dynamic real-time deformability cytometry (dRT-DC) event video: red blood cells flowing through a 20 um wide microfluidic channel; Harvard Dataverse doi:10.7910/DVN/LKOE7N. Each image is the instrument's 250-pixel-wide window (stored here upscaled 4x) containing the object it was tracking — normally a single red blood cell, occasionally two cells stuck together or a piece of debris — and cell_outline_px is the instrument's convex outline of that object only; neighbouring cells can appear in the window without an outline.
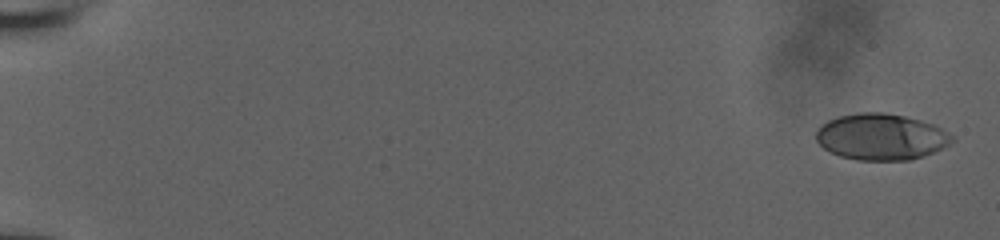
{"species": "human", "species_latin": "Homo sapiens", "temperature_condition": "room temperature", "stored_images_in_passage": 10, "camera_frame_rate_fps": 3000, "um_per_image_px": 0.085, "donor": {"sex": "male"}, "frame": {"image": 1, "passage_image": 1, "time_ms": 0.0, "image_size_px": [1000, 240], "cell_outline_px": [[956, 140], [924, 156], [908, 160], [856, 160], [840, 156], [828, 152], [816, 140], [816, 128], [820, 124], [828, 120], [840, 116], [860, 112], [884, 112], [904, 116], [920, 120], [932, 124], [956, 136]], "centroid_in_image_um": [74.87, 11.63], "position_along_channel_um": 10.1, "area_um2": 36.82}}
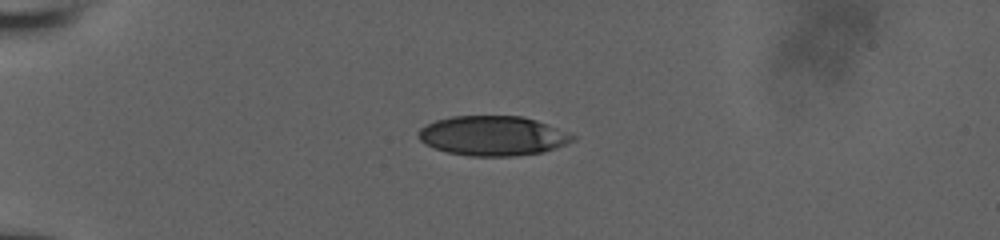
{"frame": {"image": 2, "passage_image": 6, "time_ms": 5.0, "image_size_px": [1000, 240], "cell_outline_px": [[576, 140], [556, 148], [540, 152], [512, 156], [468, 156], [448, 152], [424, 144], [416, 136], [420, 128], [436, 120], [452, 116], [524, 116], [536, 120], [576, 136]], "centroid_in_image_um": [41.87, 11.54], "position_along_channel_um": 43.1, "area_um2": 35.55}}
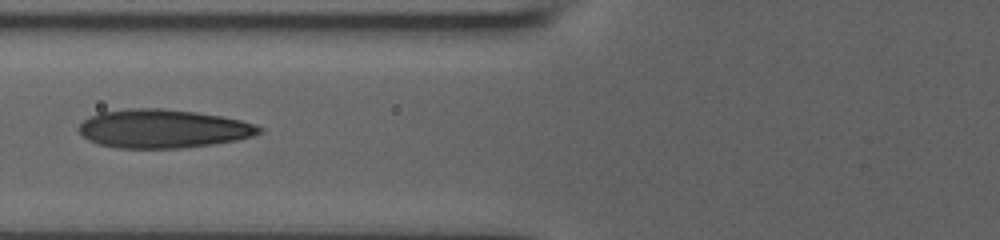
{"frame": {"image": 3, "passage_image": 9, "time_ms": 8.0, "image_size_px": [1000, 240], "cell_outline_px": [[264, 128], [260, 132], [252, 136], [236, 140], [212, 144], [176, 148], [116, 148], [100, 144], [88, 140], [76, 128], [84, 120], [100, 112], [136, 108], [160, 108], [196, 112], [220, 116], [240, 120], [256, 124]], "centroid_in_image_um": [13.85, 10.94], "position_along_channel_um": 111.9, "area_um2": 40.29}}